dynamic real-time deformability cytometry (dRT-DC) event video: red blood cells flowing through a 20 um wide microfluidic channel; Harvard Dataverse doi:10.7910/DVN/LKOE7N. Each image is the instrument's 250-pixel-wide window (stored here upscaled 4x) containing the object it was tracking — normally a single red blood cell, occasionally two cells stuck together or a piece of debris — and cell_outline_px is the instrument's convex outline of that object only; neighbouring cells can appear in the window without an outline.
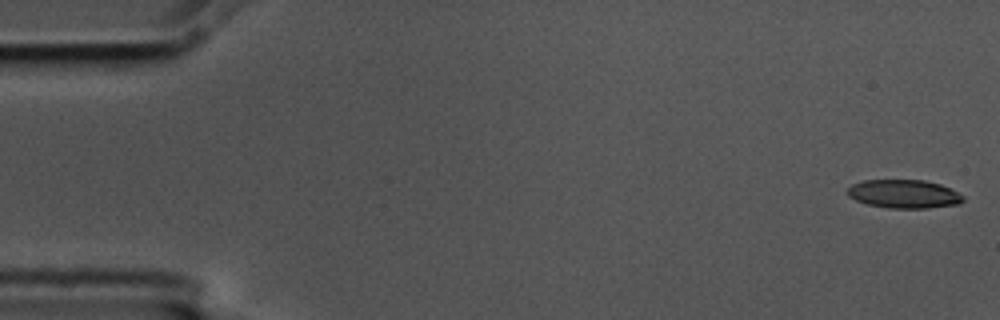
{"species": "common noctule bat (a hibernating species)", "species_latin": "Nyctalus noctula", "temperature_condition": "cold", "stored_images_in_passage": 5, "camera_frame_rate_fps": 3000, "um_per_image_px": 0.085, "animal": {"sex": "male", "body_mass_g": 17.5, "forearm_length_mm": 52.3}, "frame": {"image": 1, "passage_image": 1, "time_ms": 0.0, "image_size_px": [1000, 320], "cell_outline_px": [[964, 200], [960, 204], [928, 208], [888, 208], [868, 204], [856, 200], [848, 196], [848, 188], [852, 184], [864, 180], [924, 180], [940, 184], [964, 196]], "centroid_in_image_um": [76.84, 16.49], "position_along_channel_um": 8.2, "area_um2": 19.13}}
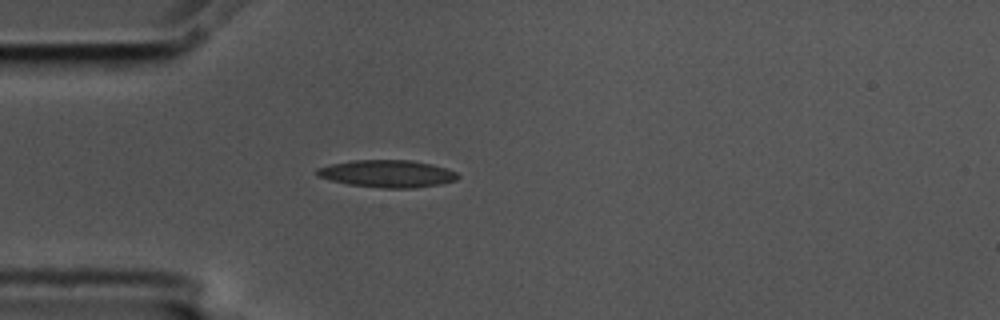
{"frame": {"image": 2, "passage_image": 5, "time_ms": 1.333, "image_size_px": [1000, 320], "cell_outline_px": [[460, 176], [456, 180], [440, 184], [412, 188], [384, 188], [348, 184], [316, 176], [316, 168], [332, 164], [352, 160], [412, 160], [444, 168], [456, 172]], "centroid_in_image_um": [32.9, 14.76], "position_along_channel_um": 52.1, "area_um2": 22.2}}